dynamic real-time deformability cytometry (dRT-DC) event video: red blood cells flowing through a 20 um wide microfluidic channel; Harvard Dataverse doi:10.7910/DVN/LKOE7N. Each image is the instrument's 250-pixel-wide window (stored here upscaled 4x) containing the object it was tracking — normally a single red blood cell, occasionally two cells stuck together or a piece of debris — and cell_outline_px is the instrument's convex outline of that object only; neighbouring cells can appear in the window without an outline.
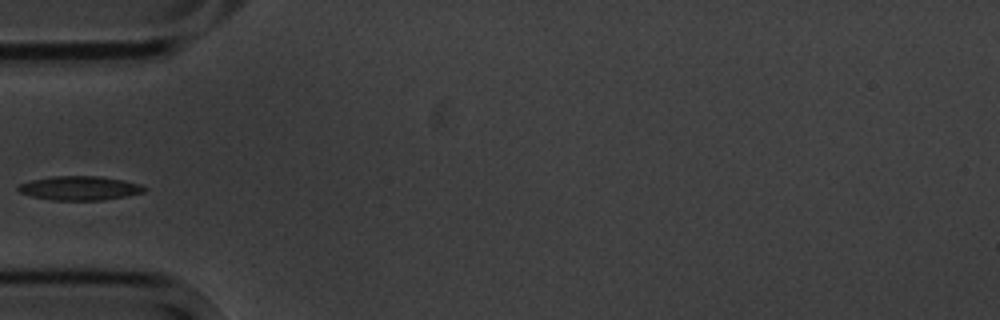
{"species": "common noctule bat (a hibernating species)", "species_latin": "Nyctalus noctula", "temperature_condition": "cold", "stored_images_in_passage": 6, "camera_frame_rate_fps": 3000, "um_per_image_px": 0.085, "animal": {"sex": "male", "body_mass_g": 20.1, "forearm_length_mm": 53.5}, "frame": {"image": 1, "passage_image": 4, "time_ms": 3.667, "image_size_px": [1000, 320], "cell_outline_px": [[148, 188], [144, 192], [104, 200], [52, 200], [32, 196], [20, 192], [16, 188], [20, 184], [32, 180], [56, 176], [100, 176], [124, 180], [140, 184]], "centroid_in_image_um": [6.8, 15.99], "position_along_channel_um": 78.2, "area_um2": 17.57}}
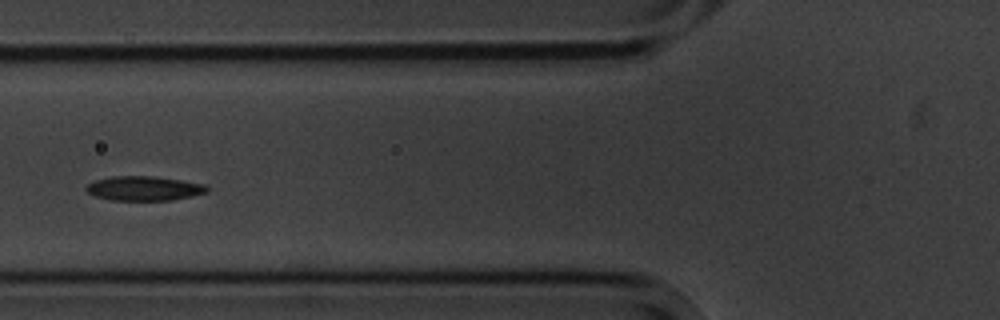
{"frame": {"image": 2, "passage_image": 5, "time_ms": 4.667, "image_size_px": [1000, 320], "cell_outline_px": [[208, 192], [192, 196], [172, 200], [112, 200], [96, 196], [88, 192], [84, 188], [88, 184], [96, 180], [112, 176], [152, 176], [208, 184]], "centroid_in_image_um": [12.28, 16.01], "position_along_channel_um": 113.5, "area_um2": 17.17}}
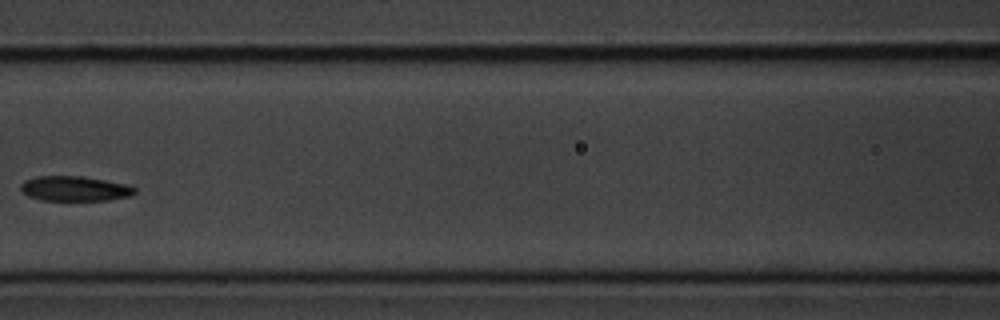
{"frame": {"image": 3, "passage_image": 6, "time_ms": 6.0, "image_size_px": [1000, 320], "cell_outline_px": [[136, 192], [132, 196], [108, 200], [40, 200], [28, 196], [20, 188], [20, 184], [24, 180], [36, 176], [80, 176], [128, 184], [136, 188]], "centroid_in_image_um": [6.36, 16.03], "position_along_channel_um": 160.2, "area_um2": 16.65}}